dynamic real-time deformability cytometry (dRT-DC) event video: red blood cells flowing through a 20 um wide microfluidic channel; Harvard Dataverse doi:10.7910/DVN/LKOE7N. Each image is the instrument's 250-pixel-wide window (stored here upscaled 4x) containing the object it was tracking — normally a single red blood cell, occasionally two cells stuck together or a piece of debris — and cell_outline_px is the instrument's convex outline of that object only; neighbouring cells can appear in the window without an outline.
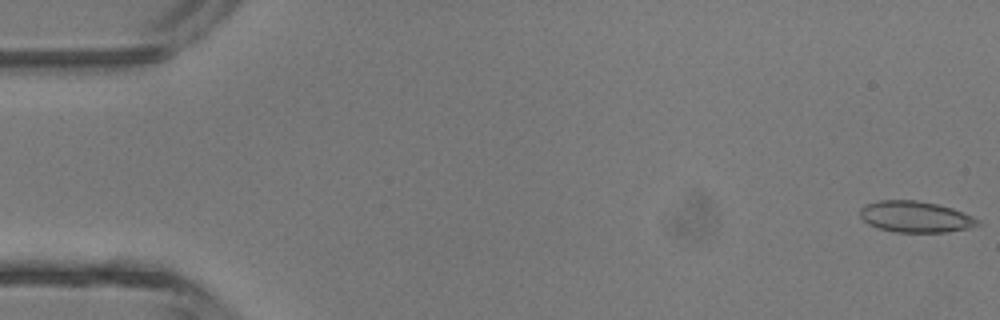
{"species": "common noctule bat (a hibernating species)", "species_latin": "Nyctalus noctula", "temperature_condition": "room temperature", "stored_images_in_passage": 5, "camera_frame_rate_fps": 3000, "um_per_image_px": 0.085, "animal": {"sex": "male", "body_mass_g": 13.3}, "frame": {"image": 1, "passage_image": 1, "time_ms": 0.0, "image_size_px": [1000, 320], "cell_outline_px": [[984, 224], [968, 228], [948, 232], [896, 232], [880, 228], [868, 224], [860, 216], [860, 208], [864, 204], [880, 200], [916, 200], [936, 204], [952, 208], [964, 212], [980, 220]], "centroid_in_image_um": [77.84, 18.42], "position_along_channel_um": 7.2, "area_um2": 21.5}}